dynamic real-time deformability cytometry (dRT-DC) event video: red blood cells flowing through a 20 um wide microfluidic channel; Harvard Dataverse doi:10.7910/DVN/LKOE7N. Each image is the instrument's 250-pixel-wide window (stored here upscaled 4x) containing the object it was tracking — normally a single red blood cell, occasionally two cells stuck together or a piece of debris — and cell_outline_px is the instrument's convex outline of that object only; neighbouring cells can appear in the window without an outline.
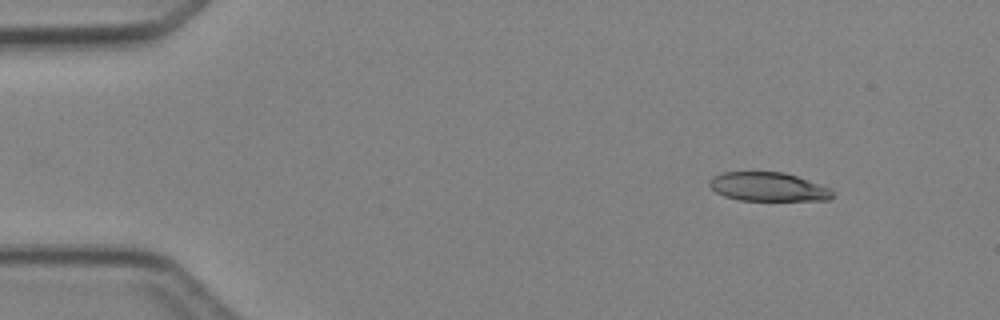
{"species": "Egyptian fruit bat (a non-hibernating species)", "species_latin": "Rousettus aegyptiacus", "temperature_condition": "cold", "stored_images_in_passage": 4, "camera_frame_rate_fps": 3000, "um_per_image_px": 0.085, "animal": {"sex": "female"}, "frame": {"image": 1, "passage_image": 1, "time_ms": 0.0, "image_size_px": [1000, 320], "cell_outline_px": [[832, 196], [828, 200], [740, 200], [724, 196], [716, 192], [708, 184], [712, 176], [720, 172], [784, 172], [832, 188]], "centroid_in_image_um": [65.27, 15.87], "position_along_channel_um": 19.7, "area_um2": 20.63}}
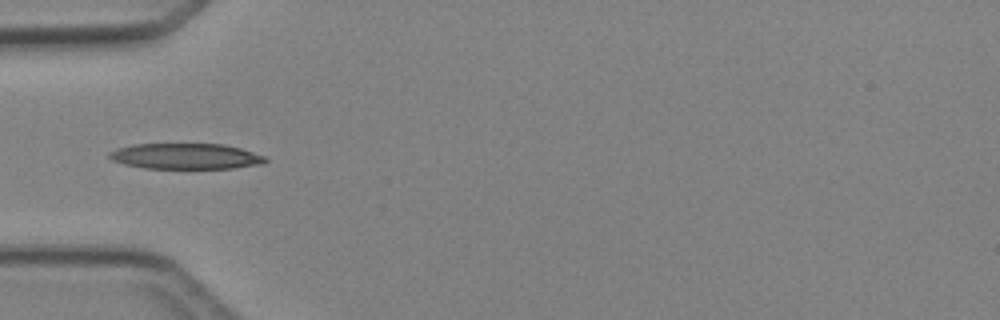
{"frame": {"image": 2, "passage_image": 4, "time_ms": 3.333, "image_size_px": [1000, 320], "cell_outline_px": [[268, 160], [264, 164], [232, 168], [144, 168], [124, 164], [112, 160], [108, 156], [108, 152], [116, 148], [132, 144], [224, 144], [240, 148], [264, 156]], "centroid_in_image_um": [15.76, 13.28], "position_along_channel_um": 69.2, "area_um2": 23.41}}